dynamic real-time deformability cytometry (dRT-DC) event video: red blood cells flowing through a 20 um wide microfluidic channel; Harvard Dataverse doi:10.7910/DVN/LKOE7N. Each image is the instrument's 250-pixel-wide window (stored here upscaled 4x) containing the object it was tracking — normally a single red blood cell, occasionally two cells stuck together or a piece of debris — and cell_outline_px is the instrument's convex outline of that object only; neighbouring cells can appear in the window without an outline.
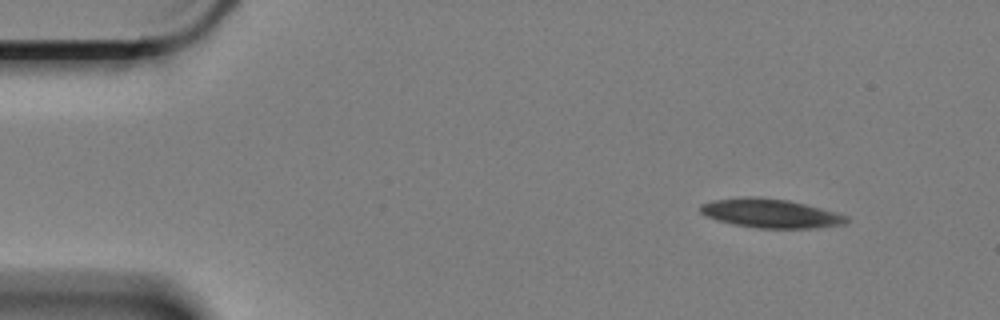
{"species": "Egyptian fruit bat (a non-hibernating species)", "species_latin": "Rousettus aegyptiacus", "temperature_condition": "cold", "stored_images_in_passage": 25, "camera_frame_rate_fps": 3000, "um_per_image_px": 0.085, "animal": {"sex": "female"}, "frame": {"image": 1, "passage_image": 1, "time_ms": 0.0, "image_size_px": [1000, 320], "cell_outline_px": [[848, 220], [844, 224], [816, 228], [756, 228], [716, 220], [704, 216], [700, 212], [700, 204], [712, 200], [744, 196], [752, 196], [788, 200], [804, 204], [848, 216]], "centroid_in_image_um": [65.43, 18.13], "position_along_channel_um": 19.6, "area_um2": 24.57}}
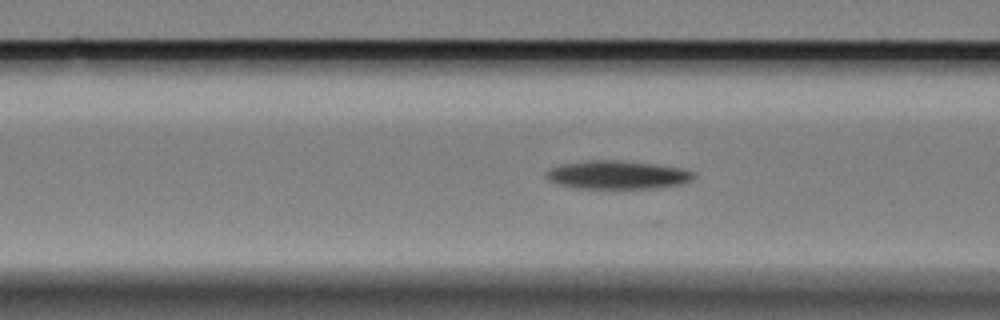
{"frame": {"image": 2, "passage_image": 17, "time_ms": 5.333, "image_size_px": [1000, 320], "cell_outline_px": [[696, 176], [692, 180], [684, 184], [656, 188], [576, 188], [556, 184], [548, 180], [544, 176], [544, 172], [552, 168], [564, 164], [588, 160], [612, 160], [652, 164], [680, 168], [696, 172]], "centroid_in_image_um": [52.48, 14.88], "position_along_channel_um": 114.1, "area_um2": 24.39}}
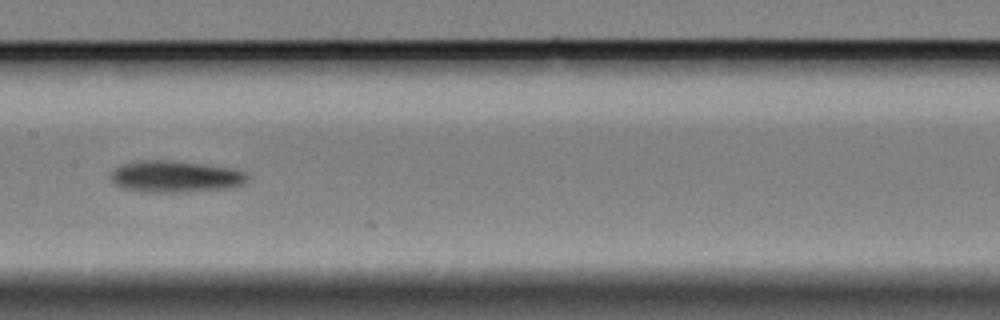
{"frame": {"image": 3, "passage_image": 24, "time_ms": 7.667, "image_size_px": [1000, 320], "cell_outline_px": [[248, 180], [244, 184], [228, 188], [180, 192], [144, 192], [124, 188], [112, 184], [112, 172], [120, 164], [136, 160], [172, 160], [236, 168], [244, 172], [248, 176]], "centroid_in_image_um": [14.91, 14.99], "position_along_channel_um": 192.5, "area_um2": 25.43}}